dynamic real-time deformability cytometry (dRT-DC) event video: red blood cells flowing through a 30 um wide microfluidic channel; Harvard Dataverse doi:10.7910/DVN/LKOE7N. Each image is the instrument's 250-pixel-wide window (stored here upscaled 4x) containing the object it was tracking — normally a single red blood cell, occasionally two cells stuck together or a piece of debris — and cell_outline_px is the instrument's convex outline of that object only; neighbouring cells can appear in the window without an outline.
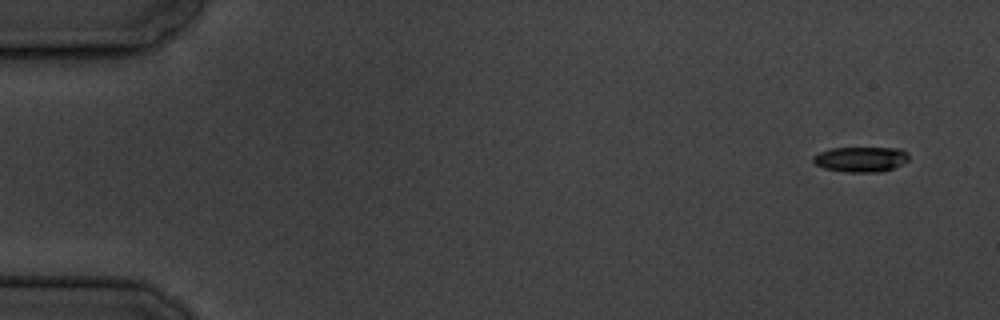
{"species": "common noctule bat (a hibernating species)", "species_latin": "Nyctalus noctula", "temperature_condition": "cold", "stored_images_in_passage": 5, "camera_frame_rate_fps": 3000, "um_per_image_px": 0.085, "animal": {"sex": "male", "body_mass_g": 19.5, "forearm_length_mm": 54.6}, "frame": {"image": 1, "passage_image": 1, "time_ms": 0.0, "image_size_px": [1000, 320], "cell_outline_px": [[908, 160], [892, 168], [880, 172], [844, 172], [824, 168], [816, 164], [812, 160], [812, 156], [820, 152], [832, 148], [900, 148], [908, 152]], "centroid_in_image_um": [73.16, 13.53], "position_along_channel_um": 11.8, "area_um2": 13.99}}
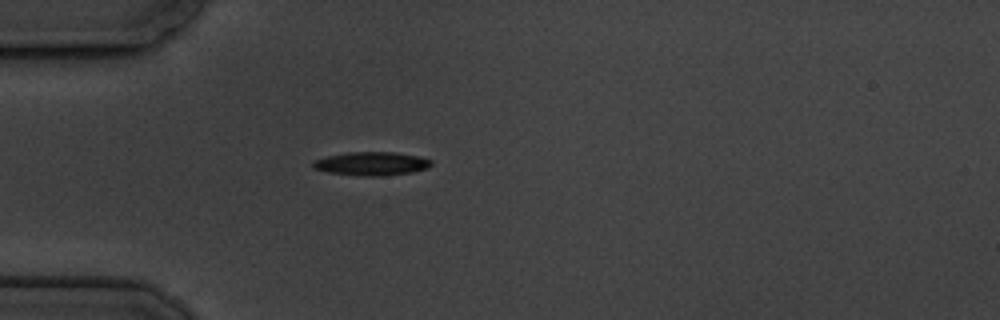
{"frame": {"image": 2, "passage_image": 5, "time_ms": 4.667, "image_size_px": [1000, 320], "cell_outline_px": [[432, 164], [428, 168], [412, 172], [380, 176], [364, 176], [328, 172], [312, 168], [312, 160], [328, 156], [348, 152], [396, 152], [420, 156], [432, 160]], "centroid_in_image_um": [31.59, 13.9], "position_along_channel_um": 53.4, "area_um2": 16.3}}